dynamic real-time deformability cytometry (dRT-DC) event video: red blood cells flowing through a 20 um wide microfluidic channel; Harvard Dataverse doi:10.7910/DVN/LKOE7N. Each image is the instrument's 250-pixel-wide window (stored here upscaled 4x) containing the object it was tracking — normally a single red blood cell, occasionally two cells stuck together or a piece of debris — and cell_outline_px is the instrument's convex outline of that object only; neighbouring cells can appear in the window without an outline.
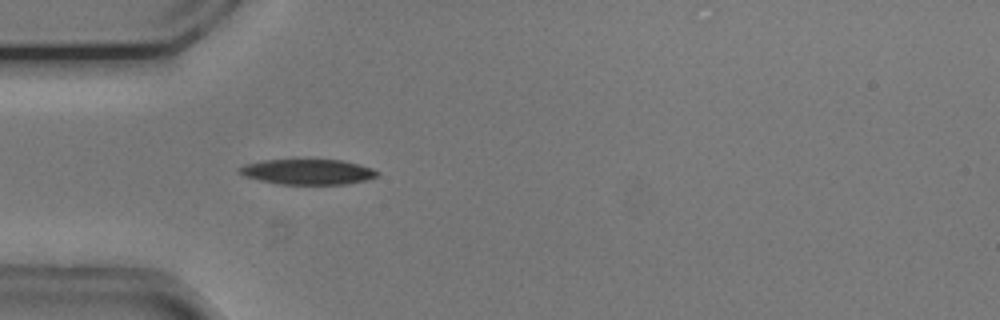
{"species": "common noctule bat (a hibernating species)", "species_latin": "Nyctalus noctula", "temperature_condition": "cold", "stored_images_in_passage": 35, "camera_frame_rate_fps": 3000, "um_per_image_px": 0.085, "animal": {"sex": "male", "body_mass_g": 20.5, "forearm_length_mm": 52.5}, "frame": {"image": 1, "passage_image": 1, "time_ms": 0.0, "image_size_px": [1000, 320], "cell_outline_px": [[380, 176], [364, 180], [344, 184], [280, 184], [260, 180], [244, 176], [236, 172], [244, 164], [264, 160], [340, 160], [360, 164], [372, 168], [380, 172]], "centroid_in_image_um": [26.17, 14.6], "position_along_channel_um": 58.8, "area_um2": 20.29}}
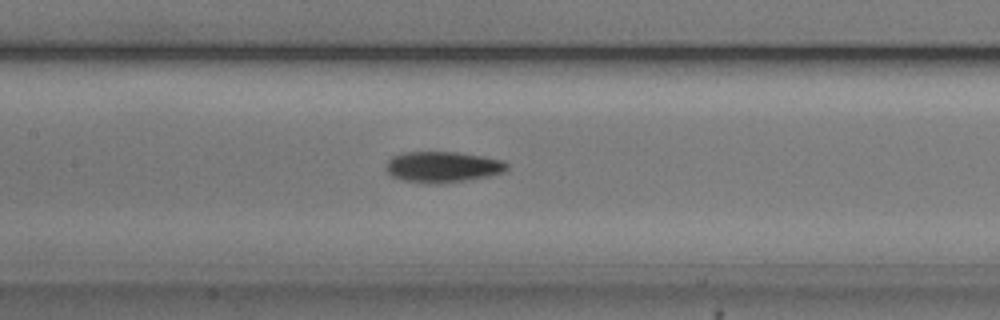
{"frame": {"image": 2, "passage_image": 10, "time_ms": 3.0, "image_size_px": [1000, 320], "cell_outline_px": [[508, 172], [488, 176], [440, 184], [424, 184], [400, 180], [392, 176], [384, 168], [388, 160], [392, 156], [404, 152], [460, 152], [484, 156], [504, 160], [508, 164]], "centroid_in_image_um": [37.63, 14.19], "position_along_channel_um": 169.8, "area_um2": 22.25}}
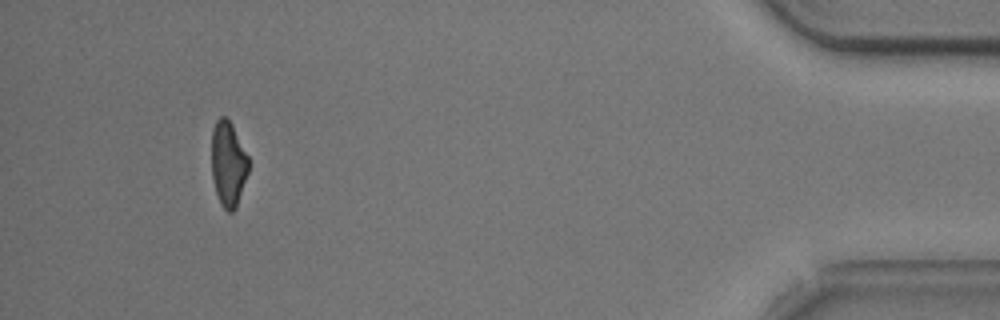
{"frame": {"image": 3, "passage_image": 35, "time_ms": 11.333, "image_size_px": [1000, 320], "cell_outline_px": [[248, 172], [236, 208], [232, 212], [228, 212], [220, 204], [216, 192], [212, 176], [212, 128], [216, 120], [220, 116], [224, 116], [232, 124], [248, 156]], "centroid_in_image_um": [19.39, 13.92], "position_along_channel_um": 415.8, "area_um2": 18.26}, "authors_computed_cell_mechanics": {"area_um2": 20.6924, "velocity_mm_per_s": 3.7646, "shape_relaxation_time_tau1_ms": 3.3755, "shape_relaxation_time_tau2_ms": 3.459, "deformation_change_tau1": 0.1558, "deformation_change_tau2": 0.108}}